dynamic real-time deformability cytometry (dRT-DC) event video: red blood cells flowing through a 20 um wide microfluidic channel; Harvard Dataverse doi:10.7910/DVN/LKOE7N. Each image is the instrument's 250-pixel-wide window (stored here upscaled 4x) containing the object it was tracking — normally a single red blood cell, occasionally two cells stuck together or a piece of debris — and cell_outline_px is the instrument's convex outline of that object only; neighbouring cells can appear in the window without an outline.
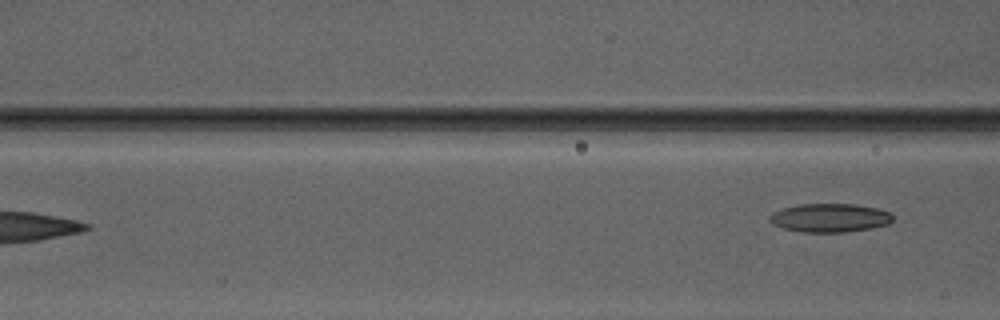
{"species": "Egyptian fruit bat (a non-hibernating species)", "species_latin": "Rousettus aegyptiacus", "temperature_condition": "warm", "stored_images_in_passage": 3, "camera_frame_rate_fps": 3000, "um_per_image_px": 0.085, "animal": {"sex": "male"}, "frame": {"image": 1, "passage_image": 3, "time_ms": 2.333, "image_size_px": [1000, 320], "cell_outline_px": [[892, 220], [888, 224], [872, 228], [844, 232], [804, 232], [784, 228], [772, 224], [768, 220], [768, 216], [772, 212], [784, 208], [800, 204], [856, 204], [880, 208], [892, 212]], "centroid_in_image_um": [70.55, 18.51], "position_along_channel_um": 96.0, "area_um2": 20.69}}